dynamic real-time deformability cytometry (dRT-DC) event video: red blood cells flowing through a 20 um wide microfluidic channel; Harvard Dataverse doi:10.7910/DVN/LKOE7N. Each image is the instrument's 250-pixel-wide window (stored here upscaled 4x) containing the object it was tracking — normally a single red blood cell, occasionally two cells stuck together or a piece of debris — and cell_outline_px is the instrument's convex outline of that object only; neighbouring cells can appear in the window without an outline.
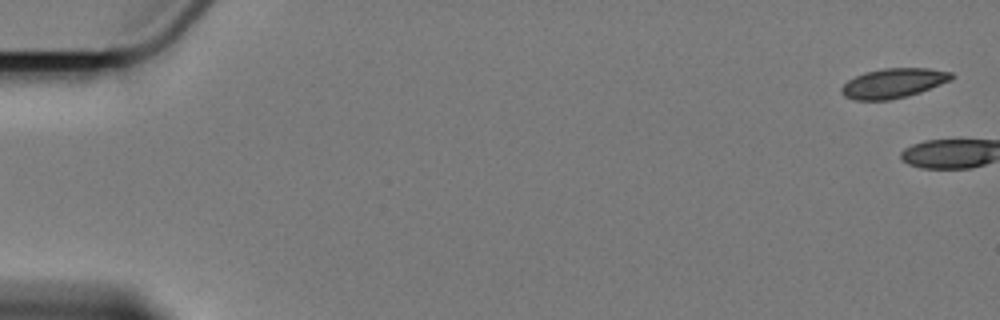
{"species": "Egyptian fruit bat (a non-hibernating species)", "species_latin": "Rousettus aegyptiacus", "temperature_condition": "cold", "stored_images_in_passage": 5, "camera_frame_rate_fps": 3000, "um_per_image_px": 0.085, "animal": {"sex": "female"}, "frame": {"image": 1, "passage_image": 1, "time_ms": 0.0, "image_size_px": [1000, 320], "cell_outline_px": [[956, 76], [952, 80], [920, 92], [908, 96], [888, 100], [856, 100], [844, 96], [840, 92], [840, 88], [848, 80], [864, 72], [884, 68], [928, 68], [952, 72]], "centroid_in_image_um": [75.95, 7.06], "position_along_channel_um": 9.0, "area_um2": 19.13}}